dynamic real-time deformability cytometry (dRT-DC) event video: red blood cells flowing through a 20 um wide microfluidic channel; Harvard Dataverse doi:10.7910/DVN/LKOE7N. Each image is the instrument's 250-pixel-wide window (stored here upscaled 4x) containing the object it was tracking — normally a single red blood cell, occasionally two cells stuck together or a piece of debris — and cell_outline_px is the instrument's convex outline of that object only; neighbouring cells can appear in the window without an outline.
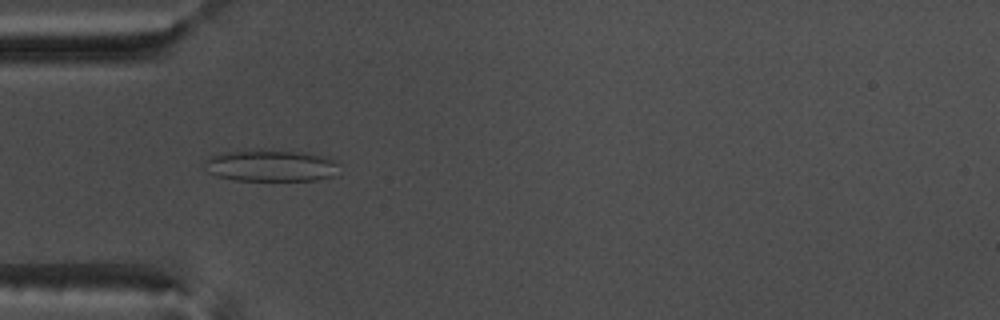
{"species": "common noctule bat (a hibernating species)", "species_latin": "Nyctalus noctula", "temperature_condition": "warm", "stored_images_in_passage": 39, "camera_frame_rate_fps": 3000, "um_per_image_px": 0.085, "animal": {"sex": "male", "body_mass_g": 17.5, "forearm_length_mm": 52.3}, "frame": {"image": 1, "passage_image": 6, "time_ms": 1.667, "image_size_px": [1000, 320], "cell_outline_px": [[336, 176], [316, 180], [236, 180], [216, 176], [208, 172], [204, 160], [212, 156], [224, 152], [300, 152], [324, 156], [332, 160], [336, 164]], "centroid_in_image_um": [23.02, 14.12], "position_along_channel_um": 62.0, "area_um2": 23.87}, "authors_computed_cell_mechanics": {"area_um2": 22.3108, "velocity_mm_per_s": 3.8135, "shape_relaxation_time_tau1_ms": null, "shape_relaxation_time_tau2_ms": 2.254, "deformation_change_tau1": null, "deformation_change_tau2": 0.0975}}